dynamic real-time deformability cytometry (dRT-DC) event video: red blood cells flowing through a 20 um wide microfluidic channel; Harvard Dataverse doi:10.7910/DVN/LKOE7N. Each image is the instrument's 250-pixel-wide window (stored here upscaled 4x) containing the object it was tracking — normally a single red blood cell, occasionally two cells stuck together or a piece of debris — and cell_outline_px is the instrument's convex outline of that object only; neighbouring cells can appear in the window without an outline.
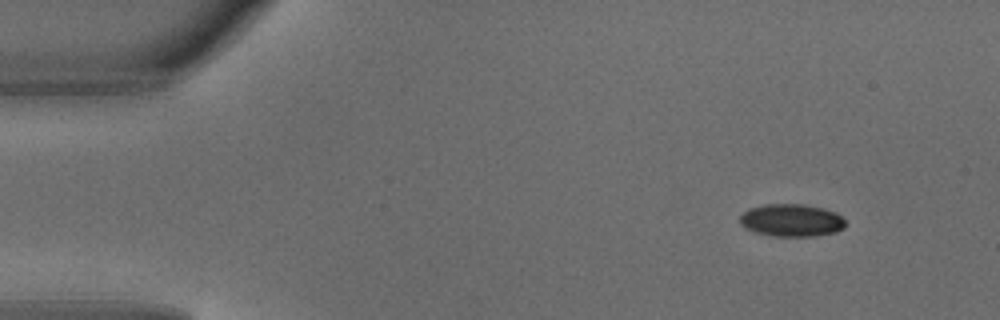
{"species": "common noctule bat (a hibernating species)", "species_latin": "Nyctalus noctula", "temperature_condition": "warm", "stored_images_in_passage": 4, "camera_frame_rate_fps": 3000, "um_per_image_px": 0.085, "animal": {"sex": "male", "body_mass_g": 18.8}, "frame": {"image": 1, "passage_image": 1, "time_ms": 0.0, "image_size_px": [1000, 320], "cell_outline_px": [[844, 228], [836, 232], [816, 236], [772, 236], [756, 232], [740, 224], [740, 216], [748, 208], [764, 204], [804, 204], [824, 208], [836, 212], [844, 220]], "centroid_in_image_um": [67.29, 18.72], "position_along_channel_um": 17.7, "area_um2": 20.06}}
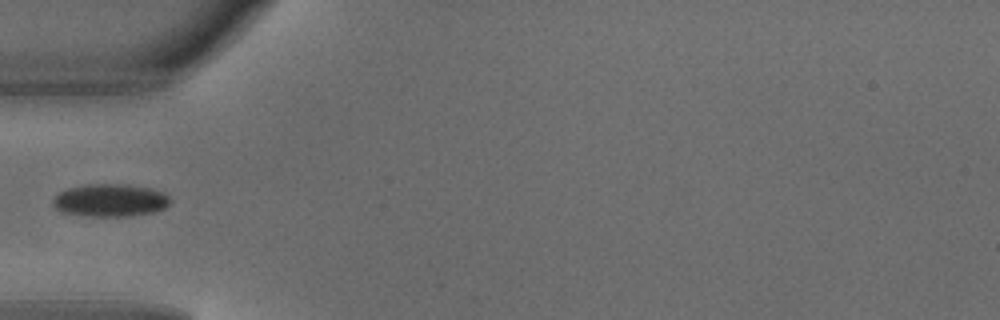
{"frame": {"image": 2, "passage_image": 4, "time_ms": 1.0, "image_size_px": [1000, 320], "cell_outline_px": [[168, 204], [164, 208], [152, 212], [124, 216], [84, 216], [60, 212], [52, 204], [52, 200], [60, 192], [68, 188], [88, 184], [128, 184], [152, 188], [164, 192], [168, 196]], "centroid_in_image_um": [9.33, 17.02], "position_along_channel_um": 75.7, "area_um2": 22.31}}